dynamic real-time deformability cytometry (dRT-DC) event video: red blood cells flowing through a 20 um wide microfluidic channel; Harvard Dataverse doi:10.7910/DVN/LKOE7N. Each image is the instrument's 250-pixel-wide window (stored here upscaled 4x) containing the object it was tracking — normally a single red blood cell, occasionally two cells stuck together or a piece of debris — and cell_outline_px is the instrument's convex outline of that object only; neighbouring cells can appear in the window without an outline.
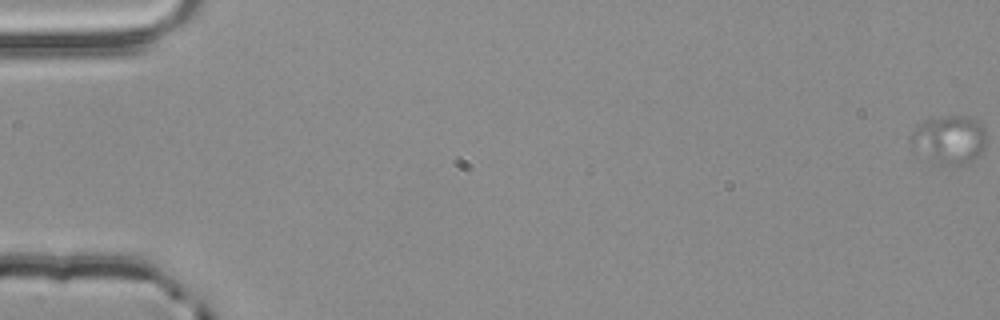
{"species": "common noctule bat (a hibernating species)", "species_latin": "Nyctalus noctula", "temperature_condition": "room temperature", "stored_images_in_passage": 20, "segment_of_instrument_passage": [1, 2], "camera_frame_rate_fps": 3000, "um_per_image_px": 0.085, "animal": {"sex": "male", "body_mass_g": 20.4}, "frame": {"image": 1, "passage_image": 1, "time_ms": 0.0, "image_size_px": [1000, 320], "cell_outline_px": [[984, 148], [968, 164], [944, 164], [912, 144], [912, 136], [916, 128], [924, 120], [952, 116], [968, 116], [980, 120], [984, 124]], "centroid_in_image_um": [80.81, 11.8], "position_along_channel_um": 4.2, "area_um2": 20.06}}
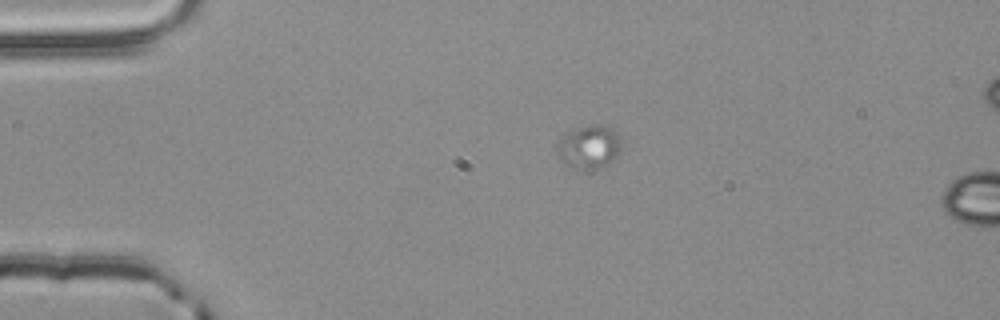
{"frame": {"image": 2, "passage_image": 15, "time_ms": 4.667, "image_size_px": [1000, 320], "cell_outline_px": [[620, 152], [608, 164], [596, 168], [568, 168], [560, 160], [556, 152], [556, 140], [564, 132], [572, 128], [592, 124], [604, 124], [612, 128], [620, 136]], "centroid_in_image_um": [50.0, 12.44], "position_along_channel_um": 35.0, "area_um2": 16.82}}